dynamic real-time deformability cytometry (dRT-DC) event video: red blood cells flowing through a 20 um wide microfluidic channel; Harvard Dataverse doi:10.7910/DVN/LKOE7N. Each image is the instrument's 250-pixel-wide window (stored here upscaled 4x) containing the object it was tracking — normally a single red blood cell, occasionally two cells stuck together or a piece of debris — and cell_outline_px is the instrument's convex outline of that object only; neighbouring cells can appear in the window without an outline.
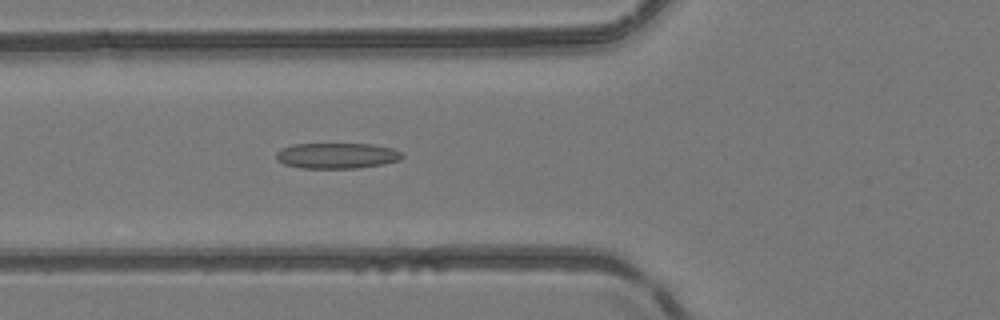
{"species": "common noctule bat (a hibernating species)", "species_latin": "Nyctalus noctula", "temperature_condition": "room temperature", "stored_images_in_passage": 52, "camera_frame_rate_fps": 3000, "um_per_image_px": 0.085, "animal": {"sex": "female", "body_mass_g": 24.6, "forearm_length_mm": 56.2}, "frame": {"image": 1, "passage_image": 20, "time_ms": 6.333, "image_size_px": [1000, 320], "cell_outline_px": [[404, 156], [400, 160], [384, 164], [356, 168], [300, 168], [284, 164], [276, 160], [276, 152], [280, 148], [292, 144], [372, 144], [392, 148], [400, 152]], "centroid_in_image_um": [28.6, 13.23], "position_along_channel_um": 97.2, "area_um2": 18.96}}
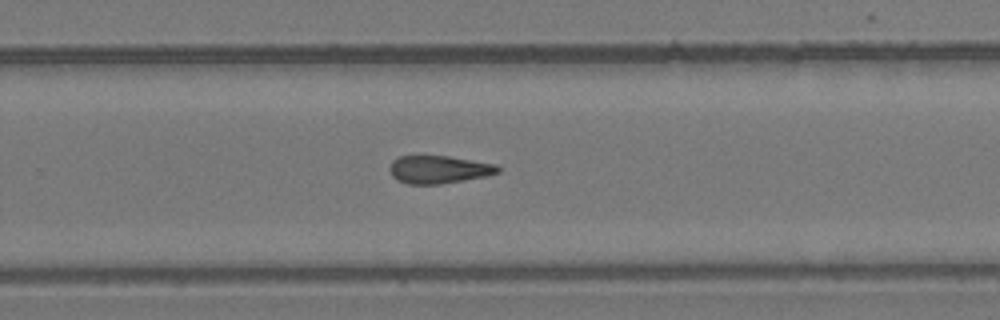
{"frame": {"image": 2, "passage_image": 34, "time_ms": 11.0, "image_size_px": [1000, 320], "cell_outline_px": [[500, 172], [488, 176], [440, 184], [408, 184], [396, 180], [392, 176], [388, 168], [392, 160], [400, 156], [448, 156], [496, 164], [500, 168]], "centroid_in_image_um": [37.28, 14.41], "position_along_channel_um": 292.5, "area_um2": 17.69}}
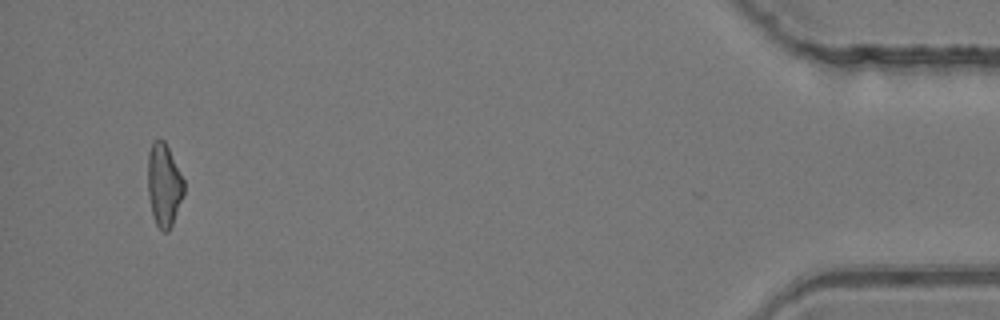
{"frame": {"image": 3, "passage_image": 49, "time_ms": 16.0, "image_size_px": [1000, 320], "cell_outline_px": [[184, 192], [172, 224], [168, 232], [164, 232], [156, 224], [152, 212], [148, 192], [148, 152], [152, 140], [164, 140], [184, 180]], "centroid_in_image_um": [13.92, 15.7], "position_along_channel_um": 421.3, "area_um2": 17.17}, "authors_computed_cell_mechanics": {"area_um2": 18.2648, "velocity_mm_per_s": 4.1823, "shape_relaxation_time_tau1_ms": null, "shape_relaxation_time_tau2_ms": 4.3695, "deformation_change_tau1": null, "deformation_change_tau2": 0.16}}